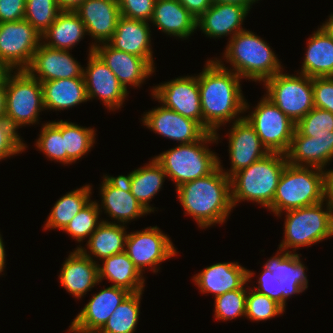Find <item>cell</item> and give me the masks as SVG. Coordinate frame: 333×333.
I'll list each match as a JSON object with an SVG mask.
<instances>
[{"mask_svg": "<svg viewBox=\"0 0 333 333\" xmlns=\"http://www.w3.org/2000/svg\"><path fill=\"white\" fill-rule=\"evenodd\" d=\"M254 272L247 270L237 262L216 263L206 267L193 276V280L202 293H212L215 297L228 291L242 288L251 281Z\"/></svg>", "mask_w": 333, "mask_h": 333, "instance_id": "7402d4cb", "label": "cell"}, {"mask_svg": "<svg viewBox=\"0 0 333 333\" xmlns=\"http://www.w3.org/2000/svg\"><path fill=\"white\" fill-rule=\"evenodd\" d=\"M91 186L85 185L62 196L55 203L44 229L64 230L69 222L91 201Z\"/></svg>", "mask_w": 333, "mask_h": 333, "instance_id": "e575fe53", "label": "cell"}, {"mask_svg": "<svg viewBox=\"0 0 333 333\" xmlns=\"http://www.w3.org/2000/svg\"><path fill=\"white\" fill-rule=\"evenodd\" d=\"M225 49L223 57L241 78L264 82L283 69L270 46L246 29L232 37Z\"/></svg>", "mask_w": 333, "mask_h": 333, "instance_id": "5b68a950", "label": "cell"}, {"mask_svg": "<svg viewBox=\"0 0 333 333\" xmlns=\"http://www.w3.org/2000/svg\"><path fill=\"white\" fill-rule=\"evenodd\" d=\"M41 134L36 141V147L43 152L50 160L61 162L62 164L73 163L67 157L64 138L62 137V120L47 122L42 126Z\"/></svg>", "mask_w": 333, "mask_h": 333, "instance_id": "74e56055", "label": "cell"}, {"mask_svg": "<svg viewBox=\"0 0 333 333\" xmlns=\"http://www.w3.org/2000/svg\"><path fill=\"white\" fill-rule=\"evenodd\" d=\"M60 12L56 0H26L24 19L42 35Z\"/></svg>", "mask_w": 333, "mask_h": 333, "instance_id": "f35d334b", "label": "cell"}, {"mask_svg": "<svg viewBox=\"0 0 333 333\" xmlns=\"http://www.w3.org/2000/svg\"><path fill=\"white\" fill-rule=\"evenodd\" d=\"M296 129L305 136L333 135V114L314 107L298 123Z\"/></svg>", "mask_w": 333, "mask_h": 333, "instance_id": "7bdbcfd3", "label": "cell"}, {"mask_svg": "<svg viewBox=\"0 0 333 333\" xmlns=\"http://www.w3.org/2000/svg\"><path fill=\"white\" fill-rule=\"evenodd\" d=\"M326 209L323 210V202ZM320 203L287 210L284 223V240L279 249L293 252L303 246H311L333 236V201L326 198Z\"/></svg>", "mask_w": 333, "mask_h": 333, "instance_id": "52a82bcc", "label": "cell"}, {"mask_svg": "<svg viewBox=\"0 0 333 333\" xmlns=\"http://www.w3.org/2000/svg\"><path fill=\"white\" fill-rule=\"evenodd\" d=\"M151 30L148 21L120 16L112 38L111 47L145 59L154 68L151 45Z\"/></svg>", "mask_w": 333, "mask_h": 333, "instance_id": "484cf974", "label": "cell"}, {"mask_svg": "<svg viewBox=\"0 0 333 333\" xmlns=\"http://www.w3.org/2000/svg\"><path fill=\"white\" fill-rule=\"evenodd\" d=\"M95 130L78 126L72 122L62 120V137L64 138L67 157L76 162L90 151L95 143Z\"/></svg>", "mask_w": 333, "mask_h": 333, "instance_id": "8d00e7d4", "label": "cell"}, {"mask_svg": "<svg viewBox=\"0 0 333 333\" xmlns=\"http://www.w3.org/2000/svg\"><path fill=\"white\" fill-rule=\"evenodd\" d=\"M100 185L103 209L111 218L124 225L135 218L142 217L148 212L133 196L126 181L118 177L105 175Z\"/></svg>", "mask_w": 333, "mask_h": 333, "instance_id": "ffe728a7", "label": "cell"}, {"mask_svg": "<svg viewBox=\"0 0 333 333\" xmlns=\"http://www.w3.org/2000/svg\"><path fill=\"white\" fill-rule=\"evenodd\" d=\"M26 144L17 131L5 120L0 119V161L15 154L22 153Z\"/></svg>", "mask_w": 333, "mask_h": 333, "instance_id": "ee69618b", "label": "cell"}, {"mask_svg": "<svg viewBox=\"0 0 333 333\" xmlns=\"http://www.w3.org/2000/svg\"><path fill=\"white\" fill-rule=\"evenodd\" d=\"M197 77L203 128L207 132L217 133V129L224 123L243 118L238 115L247 111L249 105L241 92L240 79L242 78L231 68L228 70L221 59L207 61L203 71Z\"/></svg>", "mask_w": 333, "mask_h": 333, "instance_id": "6da1fadb", "label": "cell"}, {"mask_svg": "<svg viewBox=\"0 0 333 333\" xmlns=\"http://www.w3.org/2000/svg\"><path fill=\"white\" fill-rule=\"evenodd\" d=\"M302 70L299 72L310 78L333 77V39L323 29L308 39Z\"/></svg>", "mask_w": 333, "mask_h": 333, "instance_id": "4dcf8cb0", "label": "cell"}, {"mask_svg": "<svg viewBox=\"0 0 333 333\" xmlns=\"http://www.w3.org/2000/svg\"><path fill=\"white\" fill-rule=\"evenodd\" d=\"M142 123L153 132L180 144H189L202 139L208 132L196 121L165 107L146 112Z\"/></svg>", "mask_w": 333, "mask_h": 333, "instance_id": "2e32d148", "label": "cell"}, {"mask_svg": "<svg viewBox=\"0 0 333 333\" xmlns=\"http://www.w3.org/2000/svg\"><path fill=\"white\" fill-rule=\"evenodd\" d=\"M5 82L0 81V119L5 118Z\"/></svg>", "mask_w": 333, "mask_h": 333, "instance_id": "f5cc1de1", "label": "cell"}, {"mask_svg": "<svg viewBox=\"0 0 333 333\" xmlns=\"http://www.w3.org/2000/svg\"><path fill=\"white\" fill-rule=\"evenodd\" d=\"M126 225L102 221L87 241V248L94 257L104 259L125 251Z\"/></svg>", "mask_w": 333, "mask_h": 333, "instance_id": "836d02e7", "label": "cell"}, {"mask_svg": "<svg viewBox=\"0 0 333 333\" xmlns=\"http://www.w3.org/2000/svg\"><path fill=\"white\" fill-rule=\"evenodd\" d=\"M326 198V170L287 163L268 209L280 216L283 211L311 206Z\"/></svg>", "mask_w": 333, "mask_h": 333, "instance_id": "3957f363", "label": "cell"}, {"mask_svg": "<svg viewBox=\"0 0 333 333\" xmlns=\"http://www.w3.org/2000/svg\"><path fill=\"white\" fill-rule=\"evenodd\" d=\"M279 250L263 266L270 270L273 276L280 281L282 307L285 309L288 297L293 294H300L308 288V280L305 274L307 268L300 260L299 254Z\"/></svg>", "mask_w": 333, "mask_h": 333, "instance_id": "4316f807", "label": "cell"}, {"mask_svg": "<svg viewBox=\"0 0 333 333\" xmlns=\"http://www.w3.org/2000/svg\"><path fill=\"white\" fill-rule=\"evenodd\" d=\"M287 162L295 166L315 167L324 170L333 160V135H302L296 128L290 147L285 153Z\"/></svg>", "mask_w": 333, "mask_h": 333, "instance_id": "cb8c5ba5", "label": "cell"}, {"mask_svg": "<svg viewBox=\"0 0 333 333\" xmlns=\"http://www.w3.org/2000/svg\"><path fill=\"white\" fill-rule=\"evenodd\" d=\"M263 85L267 90L266 97L295 124L314 108L313 78L281 71L265 80Z\"/></svg>", "mask_w": 333, "mask_h": 333, "instance_id": "9c48e42d", "label": "cell"}, {"mask_svg": "<svg viewBox=\"0 0 333 333\" xmlns=\"http://www.w3.org/2000/svg\"><path fill=\"white\" fill-rule=\"evenodd\" d=\"M94 52L115 74L121 85L137 87L155 71L145 59L111 47L108 43H92ZM101 45V46H100Z\"/></svg>", "mask_w": 333, "mask_h": 333, "instance_id": "d6986e66", "label": "cell"}, {"mask_svg": "<svg viewBox=\"0 0 333 333\" xmlns=\"http://www.w3.org/2000/svg\"><path fill=\"white\" fill-rule=\"evenodd\" d=\"M196 20L178 0H156L150 22L168 35L184 39L197 29Z\"/></svg>", "mask_w": 333, "mask_h": 333, "instance_id": "83f0119b", "label": "cell"}, {"mask_svg": "<svg viewBox=\"0 0 333 333\" xmlns=\"http://www.w3.org/2000/svg\"><path fill=\"white\" fill-rule=\"evenodd\" d=\"M245 317L253 321H265L277 315L283 314L285 309L266 295L260 294L251 288H247ZM251 292V293H250Z\"/></svg>", "mask_w": 333, "mask_h": 333, "instance_id": "b9f144b4", "label": "cell"}, {"mask_svg": "<svg viewBox=\"0 0 333 333\" xmlns=\"http://www.w3.org/2000/svg\"><path fill=\"white\" fill-rule=\"evenodd\" d=\"M10 71L5 82V120L17 130L36 124L44 110L41 82L26 70Z\"/></svg>", "mask_w": 333, "mask_h": 333, "instance_id": "ba28073f", "label": "cell"}, {"mask_svg": "<svg viewBox=\"0 0 333 333\" xmlns=\"http://www.w3.org/2000/svg\"><path fill=\"white\" fill-rule=\"evenodd\" d=\"M99 282L108 279L113 286L127 289L131 293L143 291V274L130 260L127 253L121 252L103 259V266L98 265Z\"/></svg>", "mask_w": 333, "mask_h": 333, "instance_id": "1f68e13d", "label": "cell"}, {"mask_svg": "<svg viewBox=\"0 0 333 333\" xmlns=\"http://www.w3.org/2000/svg\"><path fill=\"white\" fill-rule=\"evenodd\" d=\"M196 19L211 5V0H178Z\"/></svg>", "mask_w": 333, "mask_h": 333, "instance_id": "681fc988", "label": "cell"}, {"mask_svg": "<svg viewBox=\"0 0 333 333\" xmlns=\"http://www.w3.org/2000/svg\"><path fill=\"white\" fill-rule=\"evenodd\" d=\"M26 0H0V23L24 19Z\"/></svg>", "mask_w": 333, "mask_h": 333, "instance_id": "c3c4849f", "label": "cell"}, {"mask_svg": "<svg viewBox=\"0 0 333 333\" xmlns=\"http://www.w3.org/2000/svg\"><path fill=\"white\" fill-rule=\"evenodd\" d=\"M244 117L269 152L285 154L288 151L296 124L265 95L251 115Z\"/></svg>", "mask_w": 333, "mask_h": 333, "instance_id": "30bf717a", "label": "cell"}, {"mask_svg": "<svg viewBox=\"0 0 333 333\" xmlns=\"http://www.w3.org/2000/svg\"><path fill=\"white\" fill-rule=\"evenodd\" d=\"M258 279V287H254L253 290L268 296L282 306V291L280 281L276 279L272 272L265 267H263V272H261V275Z\"/></svg>", "mask_w": 333, "mask_h": 333, "instance_id": "7dc6e473", "label": "cell"}, {"mask_svg": "<svg viewBox=\"0 0 333 333\" xmlns=\"http://www.w3.org/2000/svg\"><path fill=\"white\" fill-rule=\"evenodd\" d=\"M212 3H230V4H237L240 6L246 7L248 10L251 9V5L258 0H211Z\"/></svg>", "mask_w": 333, "mask_h": 333, "instance_id": "816d5d0a", "label": "cell"}, {"mask_svg": "<svg viewBox=\"0 0 333 333\" xmlns=\"http://www.w3.org/2000/svg\"><path fill=\"white\" fill-rule=\"evenodd\" d=\"M26 71L40 82H45L83 77L84 68L68 50L50 48L41 42Z\"/></svg>", "mask_w": 333, "mask_h": 333, "instance_id": "ac0fdd59", "label": "cell"}, {"mask_svg": "<svg viewBox=\"0 0 333 333\" xmlns=\"http://www.w3.org/2000/svg\"><path fill=\"white\" fill-rule=\"evenodd\" d=\"M89 49L88 66L83 71L88 100L97 96L109 110L121 108L127 94H129L128 91L94 52L92 44Z\"/></svg>", "mask_w": 333, "mask_h": 333, "instance_id": "5bb4252c", "label": "cell"}, {"mask_svg": "<svg viewBox=\"0 0 333 333\" xmlns=\"http://www.w3.org/2000/svg\"><path fill=\"white\" fill-rule=\"evenodd\" d=\"M178 200L187 215L201 228L223 224L233 209L230 178L221 162L209 175L186 182L176 188Z\"/></svg>", "mask_w": 333, "mask_h": 333, "instance_id": "7a4b0ae2", "label": "cell"}, {"mask_svg": "<svg viewBox=\"0 0 333 333\" xmlns=\"http://www.w3.org/2000/svg\"><path fill=\"white\" fill-rule=\"evenodd\" d=\"M153 97L165 107L198 122L203 127L197 76H186L153 87Z\"/></svg>", "mask_w": 333, "mask_h": 333, "instance_id": "4fadbf2b", "label": "cell"}, {"mask_svg": "<svg viewBox=\"0 0 333 333\" xmlns=\"http://www.w3.org/2000/svg\"><path fill=\"white\" fill-rule=\"evenodd\" d=\"M11 70L0 59V81H6V76Z\"/></svg>", "mask_w": 333, "mask_h": 333, "instance_id": "6f0895ef", "label": "cell"}, {"mask_svg": "<svg viewBox=\"0 0 333 333\" xmlns=\"http://www.w3.org/2000/svg\"><path fill=\"white\" fill-rule=\"evenodd\" d=\"M61 11H75L85 0H56Z\"/></svg>", "mask_w": 333, "mask_h": 333, "instance_id": "f907efd6", "label": "cell"}, {"mask_svg": "<svg viewBox=\"0 0 333 333\" xmlns=\"http://www.w3.org/2000/svg\"><path fill=\"white\" fill-rule=\"evenodd\" d=\"M96 201H90L66 226L63 230L78 242L90 237L102 222L99 219L102 208Z\"/></svg>", "mask_w": 333, "mask_h": 333, "instance_id": "ab89813d", "label": "cell"}, {"mask_svg": "<svg viewBox=\"0 0 333 333\" xmlns=\"http://www.w3.org/2000/svg\"><path fill=\"white\" fill-rule=\"evenodd\" d=\"M86 28L75 11H61L52 25L41 35L42 43L50 48L72 50L83 39Z\"/></svg>", "mask_w": 333, "mask_h": 333, "instance_id": "d6a6232c", "label": "cell"}, {"mask_svg": "<svg viewBox=\"0 0 333 333\" xmlns=\"http://www.w3.org/2000/svg\"><path fill=\"white\" fill-rule=\"evenodd\" d=\"M329 17L330 18L323 23L320 28L323 29L331 39H333V13Z\"/></svg>", "mask_w": 333, "mask_h": 333, "instance_id": "db71d44e", "label": "cell"}, {"mask_svg": "<svg viewBox=\"0 0 333 333\" xmlns=\"http://www.w3.org/2000/svg\"><path fill=\"white\" fill-rule=\"evenodd\" d=\"M327 197L333 201V169L327 171Z\"/></svg>", "mask_w": 333, "mask_h": 333, "instance_id": "11a10c76", "label": "cell"}, {"mask_svg": "<svg viewBox=\"0 0 333 333\" xmlns=\"http://www.w3.org/2000/svg\"><path fill=\"white\" fill-rule=\"evenodd\" d=\"M314 107L333 114V77L313 78Z\"/></svg>", "mask_w": 333, "mask_h": 333, "instance_id": "bcb514c9", "label": "cell"}, {"mask_svg": "<svg viewBox=\"0 0 333 333\" xmlns=\"http://www.w3.org/2000/svg\"><path fill=\"white\" fill-rule=\"evenodd\" d=\"M247 289L245 285L233 291H228L215 298V319L232 320L237 317L245 316Z\"/></svg>", "mask_w": 333, "mask_h": 333, "instance_id": "60d3db41", "label": "cell"}, {"mask_svg": "<svg viewBox=\"0 0 333 333\" xmlns=\"http://www.w3.org/2000/svg\"><path fill=\"white\" fill-rule=\"evenodd\" d=\"M5 249L3 244V239L0 234V273L4 271L5 268Z\"/></svg>", "mask_w": 333, "mask_h": 333, "instance_id": "9f6ffc18", "label": "cell"}, {"mask_svg": "<svg viewBox=\"0 0 333 333\" xmlns=\"http://www.w3.org/2000/svg\"><path fill=\"white\" fill-rule=\"evenodd\" d=\"M41 86L45 110H64L88 101L83 77L45 81Z\"/></svg>", "mask_w": 333, "mask_h": 333, "instance_id": "f1b7e54d", "label": "cell"}, {"mask_svg": "<svg viewBox=\"0 0 333 333\" xmlns=\"http://www.w3.org/2000/svg\"><path fill=\"white\" fill-rule=\"evenodd\" d=\"M41 41V34L25 19L0 23V59L11 71L26 70Z\"/></svg>", "mask_w": 333, "mask_h": 333, "instance_id": "8fae6325", "label": "cell"}, {"mask_svg": "<svg viewBox=\"0 0 333 333\" xmlns=\"http://www.w3.org/2000/svg\"><path fill=\"white\" fill-rule=\"evenodd\" d=\"M120 176L126 181L136 200L148 212H154V208L149 205L150 200L160 191L167 176L155 158L142 168L130 172L127 176Z\"/></svg>", "mask_w": 333, "mask_h": 333, "instance_id": "f546056e", "label": "cell"}, {"mask_svg": "<svg viewBox=\"0 0 333 333\" xmlns=\"http://www.w3.org/2000/svg\"><path fill=\"white\" fill-rule=\"evenodd\" d=\"M156 0H118L122 16L143 21H151Z\"/></svg>", "mask_w": 333, "mask_h": 333, "instance_id": "f6af8a7d", "label": "cell"}, {"mask_svg": "<svg viewBox=\"0 0 333 333\" xmlns=\"http://www.w3.org/2000/svg\"><path fill=\"white\" fill-rule=\"evenodd\" d=\"M173 245L160 228L147 227L127 235L125 252L142 274L145 267L155 273L158 272L156 266L177 254Z\"/></svg>", "mask_w": 333, "mask_h": 333, "instance_id": "7c38bea8", "label": "cell"}, {"mask_svg": "<svg viewBox=\"0 0 333 333\" xmlns=\"http://www.w3.org/2000/svg\"><path fill=\"white\" fill-rule=\"evenodd\" d=\"M83 247H77L63 263L59 280L67 292L79 299L99 284L98 263Z\"/></svg>", "mask_w": 333, "mask_h": 333, "instance_id": "44dd1931", "label": "cell"}, {"mask_svg": "<svg viewBox=\"0 0 333 333\" xmlns=\"http://www.w3.org/2000/svg\"><path fill=\"white\" fill-rule=\"evenodd\" d=\"M285 154L270 152L230 177L231 202L252 201L269 208L280 176L287 165Z\"/></svg>", "mask_w": 333, "mask_h": 333, "instance_id": "277c9868", "label": "cell"}, {"mask_svg": "<svg viewBox=\"0 0 333 333\" xmlns=\"http://www.w3.org/2000/svg\"><path fill=\"white\" fill-rule=\"evenodd\" d=\"M130 293L127 289L113 285L102 289L92 296L68 330L73 333H98Z\"/></svg>", "mask_w": 333, "mask_h": 333, "instance_id": "9a60e30c", "label": "cell"}, {"mask_svg": "<svg viewBox=\"0 0 333 333\" xmlns=\"http://www.w3.org/2000/svg\"><path fill=\"white\" fill-rule=\"evenodd\" d=\"M218 134L208 132L202 139L189 144H179L158 156L155 160L162 166L167 177L180 185L205 177L219 166V158L206 143L218 142Z\"/></svg>", "mask_w": 333, "mask_h": 333, "instance_id": "8992f818", "label": "cell"}, {"mask_svg": "<svg viewBox=\"0 0 333 333\" xmlns=\"http://www.w3.org/2000/svg\"><path fill=\"white\" fill-rule=\"evenodd\" d=\"M143 291L130 293L114 310L98 333H134L140 313Z\"/></svg>", "mask_w": 333, "mask_h": 333, "instance_id": "d590c367", "label": "cell"}, {"mask_svg": "<svg viewBox=\"0 0 333 333\" xmlns=\"http://www.w3.org/2000/svg\"><path fill=\"white\" fill-rule=\"evenodd\" d=\"M248 13L249 10L246 7L237 4L212 3L196 20V27L210 38L230 35V40L244 30L241 25Z\"/></svg>", "mask_w": 333, "mask_h": 333, "instance_id": "d4e9b609", "label": "cell"}, {"mask_svg": "<svg viewBox=\"0 0 333 333\" xmlns=\"http://www.w3.org/2000/svg\"><path fill=\"white\" fill-rule=\"evenodd\" d=\"M232 123L228 136V150L232 166L229 171H224L229 178L270 153L262 144L254 127L244 116Z\"/></svg>", "mask_w": 333, "mask_h": 333, "instance_id": "e0dca14e", "label": "cell"}, {"mask_svg": "<svg viewBox=\"0 0 333 333\" xmlns=\"http://www.w3.org/2000/svg\"><path fill=\"white\" fill-rule=\"evenodd\" d=\"M86 33L99 44L107 43L121 16L117 0H85L76 10Z\"/></svg>", "mask_w": 333, "mask_h": 333, "instance_id": "603a6c76", "label": "cell"}]
</instances>
